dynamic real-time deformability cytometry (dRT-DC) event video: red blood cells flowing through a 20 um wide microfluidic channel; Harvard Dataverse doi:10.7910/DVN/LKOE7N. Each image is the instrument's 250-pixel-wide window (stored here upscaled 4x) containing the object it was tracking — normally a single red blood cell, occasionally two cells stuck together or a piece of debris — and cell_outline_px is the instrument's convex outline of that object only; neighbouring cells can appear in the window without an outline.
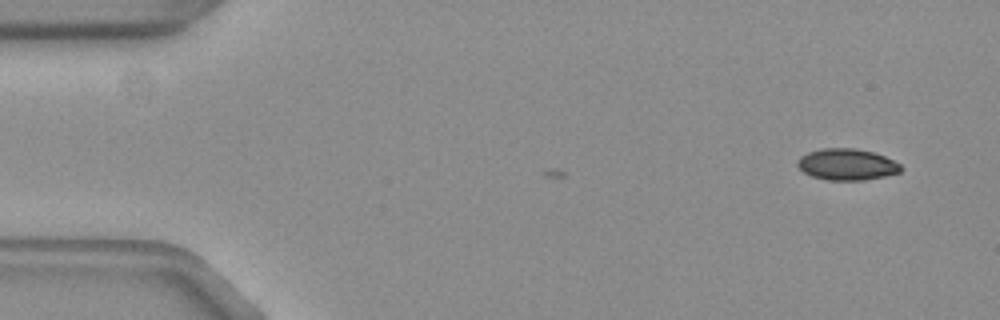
{"species": "common noctule bat (a hibernating species)", "species_latin": "Nyctalus noctula", "temperature_condition": "warm", "stored_images_in_passage": 5, "camera_frame_rate_fps": 3000, "um_per_image_px": 0.085, "animal": {"sex": "female", "body_mass_g": 19.3, "forearm_length_mm": 54.1}, "frame": {"image": 1, "passage_image": 5, "time_ms": 1.333, "image_size_px": [1000, 320], "cell_outline_px": [[904, 168], [900, 172], [884, 176], [864, 180], [828, 180], [812, 176], [804, 172], [796, 164], [796, 160], [800, 156], [808, 152], [824, 148], [852, 148], [872, 152], [884, 156], [900, 164]], "centroid_in_image_um": [71.97, 13.98], "position_along_channel_um": 13.0, "area_um2": 18.84}}